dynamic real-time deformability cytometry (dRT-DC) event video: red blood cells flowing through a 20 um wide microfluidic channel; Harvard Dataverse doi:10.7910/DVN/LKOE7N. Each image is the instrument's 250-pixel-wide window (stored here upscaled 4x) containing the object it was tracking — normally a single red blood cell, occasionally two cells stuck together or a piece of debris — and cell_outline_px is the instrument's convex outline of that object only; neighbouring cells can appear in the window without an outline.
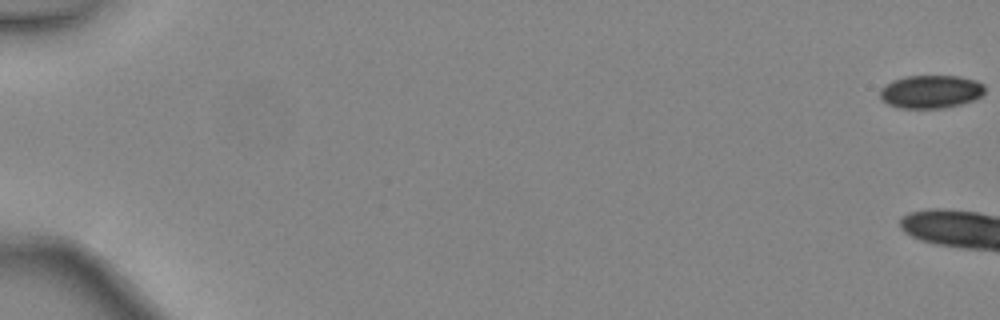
{"species": "common noctule bat (a hibernating species)", "species_latin": "Nyctalus noctula", "temperature_condition": "warm", "stored_images_in_passage": 5, "camera_frame_rate_fps": 3000, "um_per_image_px": 0.085, "animal": {"sex": "female", "body_mass_g": 24.6, "forearm_length_mm": 56.2}, "frame": {"image": 1, "passage_image": 1, "time_ms": 0.0, "image_size_px": [1000, 320], "cell_outline_px": [[984, 92], [980, 96], [972, 100], [960, 104], [944, 108], [896, 108], [880, 100], [880, 88], [884, 84], [892, 80], [904, 76], [960, 76], [976, 80], [984, 84]], "centroid_in_image_um": [79.07, 7.79], "position_along_channel_um": 5.9, "area_um2": 20.46}}